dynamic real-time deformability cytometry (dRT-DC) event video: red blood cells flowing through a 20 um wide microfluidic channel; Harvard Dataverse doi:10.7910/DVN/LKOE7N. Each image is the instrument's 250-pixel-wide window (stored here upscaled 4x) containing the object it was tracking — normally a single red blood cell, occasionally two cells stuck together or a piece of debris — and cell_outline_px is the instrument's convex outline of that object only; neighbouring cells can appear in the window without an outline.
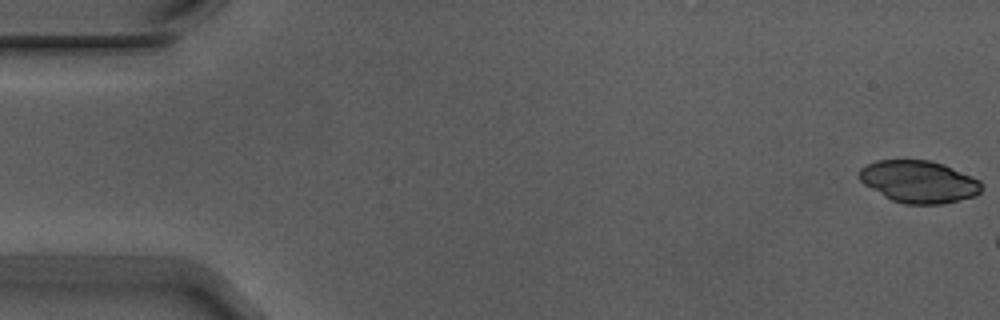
{"species": "Egyptian fruit bat (a non-hibernating species)", "species_latin": "Rousettus aegyptiacus", "temperature_condition": "warm", "stored_images_in_passage": 10, "camera_frame_rate_fps": 3000, "um_per_image_px": 0.085, "animal": {"sex": "male"}, "frame": {"image": 1, "passage_image": 1, "time_ms": 0.0, "image_size_px": [1000, 320], "cell_outline_px": [[984, 188], [976, 196], [960, 200], [940, 204], [904, 204], [892, 200], [884, 196], [864, 184], [860, 180], [860, 168], [876, 160], [928, 160], [944, 164], [972, 176], [980, 180]], "centroid_in_image_um": [78.14, 15.44], "position_along_channel_um": 6.9, "area_um2": 30.11}}